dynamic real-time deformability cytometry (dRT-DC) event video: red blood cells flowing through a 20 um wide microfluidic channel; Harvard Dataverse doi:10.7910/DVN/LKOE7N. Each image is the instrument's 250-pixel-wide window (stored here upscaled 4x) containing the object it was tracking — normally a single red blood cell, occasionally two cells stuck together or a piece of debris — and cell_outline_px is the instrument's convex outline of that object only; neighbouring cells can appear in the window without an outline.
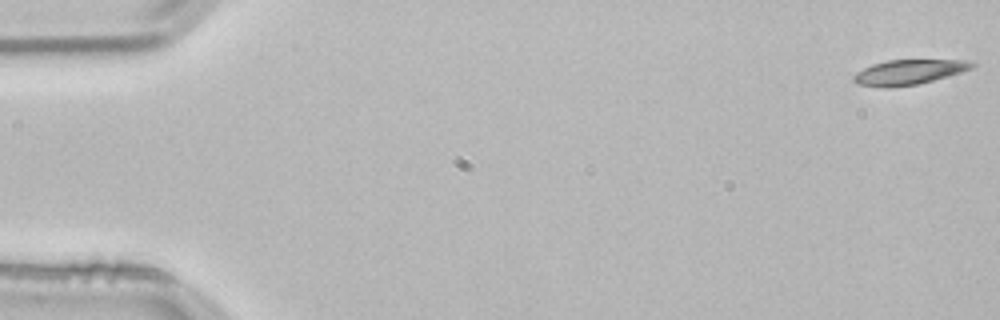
{"species": "common noctule bat (a hibernating species)", "species_latin": "Nyctalus noctula", "temperature_condition": "room temperature", "stored_images_in_passage": 53, "camera_frame_rate_fps": 3000, "um_per_image_px": 0.085, "animal": {"sex": "male", "body_mass_g": 21.5, "forearm_length_mm": 52.0}, "frame": {"image": 1, "passage_image": 1, "time_ms": 0.0, "image_size_px": [1000, 320], "cell_outline_px": [[976, 64], [972, 68], [960, 72], [932, 80], [916, 84], [884, 88], [856, 84], [852, 80], [852, 76], [856, 72], [872, 64], [888, 60], [968, 60]], "centroid_in_image_um": [77.19, 6.13], "position_along_channel_um": 7.8, "area_um2": 17.05}}
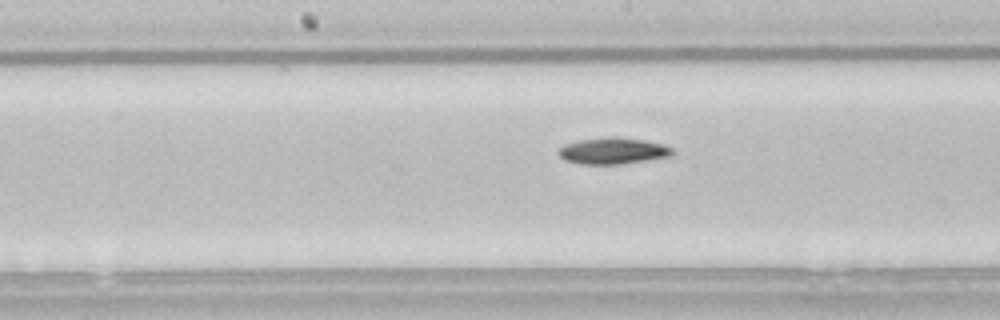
{"frame": {"image": 2, "passage_image": 27, "time_ms": 8.667, "image_size_px": [1000, 320], "cell_outline_px": [[676, 152], [672, 156], [616, 164], [580, 164], [564, 160], [556, 152], [564, 144], [580, 140], [608, 136], [616, 136], [644, 140], [664, 144], [672, 148]], "centroid_in_image_um": [52.1, 12.81], "position_along_channel_um": 196.1, "area_um2": 17.63}}
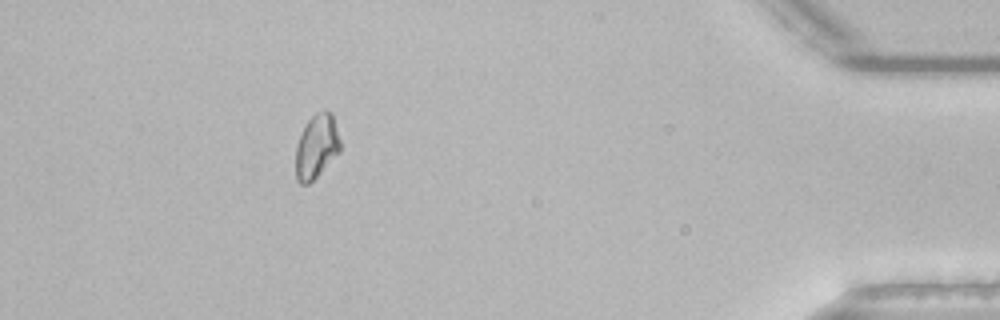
{"frame": {"image": 3, "passage_image": 48, "time_ms": 15.667, "image_size_px": [1000, 320], "cell_outline_px": [[340, 152], [308, 184], [300, 184], [296, 180], [296, 144], [308, 120], [316, 112], [324, 108], [332, 112], [340, 140]], "centroid_in_image_um": [26.91, 12.42], "position_along_channel_um": 408.3, "area_um2": 16.59}, "authors_computed_cell_mechanics": {"area_um2": 17.2244, "velocity_mm_per_s": 3.8375, "shape_relaxation_time_tau1_ms": 8.98, "shape_relaxation_time_tau2_ms": null, "deformation_change_tau1": 0.1475, "deformation_change_tau2": null}}